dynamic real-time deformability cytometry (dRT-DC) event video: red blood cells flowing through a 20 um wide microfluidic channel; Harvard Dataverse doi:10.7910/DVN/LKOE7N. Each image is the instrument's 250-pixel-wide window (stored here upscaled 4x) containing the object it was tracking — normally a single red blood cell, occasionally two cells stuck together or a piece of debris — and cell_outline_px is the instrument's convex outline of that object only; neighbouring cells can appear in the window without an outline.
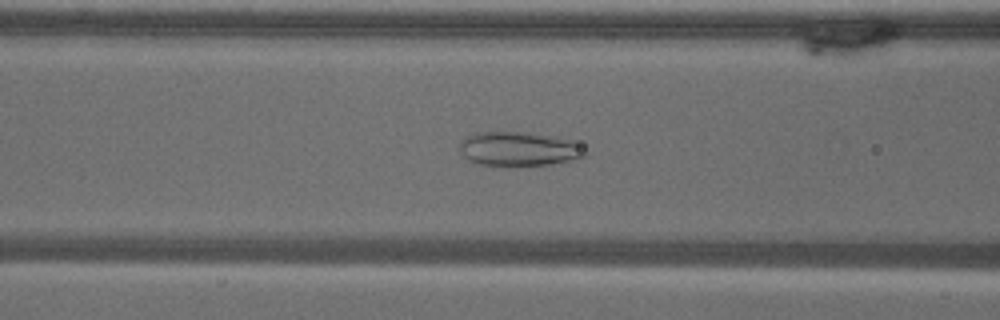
{"species": "common noctule bat (a hibernating species)", "species_latin": "Nyctalus noctula", "temperature_condition": "warm", "stored_images_in_passage": 42, "camera_frame_rate_fps": 3000, "um_per_image_px": 0.085, "animal": {"sex": "male", "body_mass_g": 18.8}, "frame": {"image": 1, "passage_image": 8, "time_ms": 2.333, "image_size_px": [1000, 320], "cell_outline_px": [[588, 156], [572, 160], [548, 164], [476, 164], [468, 160], [460, 152], [460, 140], [472, 132], [532, 132], [572, 140], [580, 144], [588, 152]], "centroid_in_image_um": [44.12, 12.62], "position_along_channel_um": 122.5, "area_um2": 24.97}}
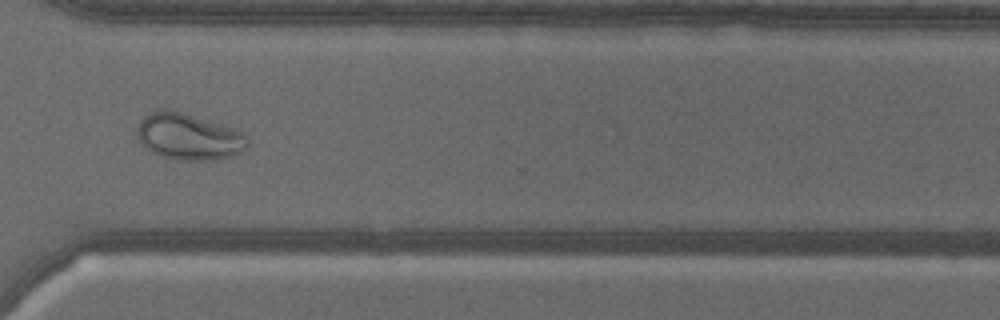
{"frame": {"image": 2, "passage_image": 28, "time_ms": 9.0, "image_size_px": [1000, 320], "cell_outline_px": [[248, 148], [232, 156], [216, 160], [180, 160], [160, 156], [152, 152], [140, 140], [136, 132], [136, 128], [140, 120], [144, 116], [160, 108], [164, 108], [180, 112], [220, 124], [244, 132], [248, 136]], "centroid_in_image_um": [16.06, 11.62], "position_along_channel_um": 354.5, "area_um2": 29.82}}
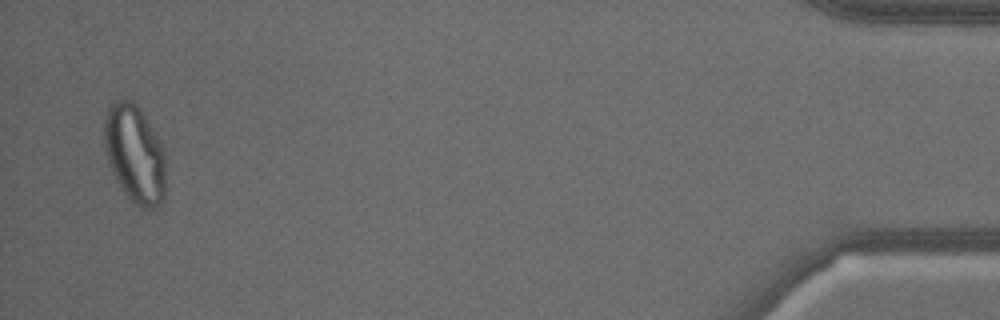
{"frame": {"image": 3, "passage_image": 41, "time_ms": 13.333, "image_size_px": [1000, 320], "cell_outline_px": [[164, 196], [160, 204], [156, 208], [148, 212], [140, 208], [124, 192], [116, 180], [108, 164], [104, 148], [104, 120], [108, 108], [112, 100], [132, 100], [140, 108], [160, 140], [164, 148]], "centroid_in_image_um": [11.44, 13.09], "position_along_channel_um": 423.8, "area_um2": 35.49}}